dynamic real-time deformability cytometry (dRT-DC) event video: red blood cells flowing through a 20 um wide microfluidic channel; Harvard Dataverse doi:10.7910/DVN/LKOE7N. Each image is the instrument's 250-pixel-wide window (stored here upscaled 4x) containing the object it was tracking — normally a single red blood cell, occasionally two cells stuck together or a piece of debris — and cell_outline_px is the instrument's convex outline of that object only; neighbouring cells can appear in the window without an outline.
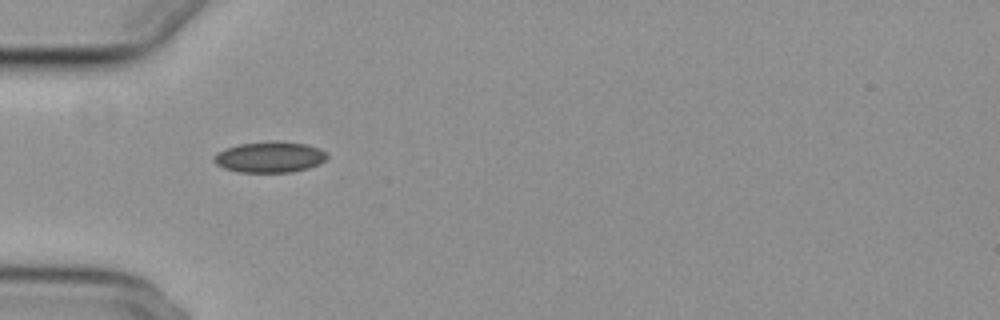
{"species": "common noctule bat (a hibernating species)", "species_latin": "Nyctalus noctula", "temperature_condition": "cold", "stored_images_in_passage": 6, "camera_frame_rate_fps": 3000, "um_per_image_px": 0.085, "animal": {"sex": "female", "body_mass_g": 29.2, "forearm_length_mm": 56.3}, "frame": {"image": 1, "passage_image": 1, "time_ms": 0.0, "image_size_px": [1000, 320], "cell_outline_px": [[328, 156], [320, 164], [308, 168], [292, 172], [240, 172], [224, 168], [216, 164], [212, 160], [212, 156], [216, 152], [224, 148], [240, 144], [272, 140], [276, 140], [304, 144], [316, 148], [324, 152]], "centroid_in_image_um": [22.86, 13.34], "position_along_channel_um": 62.1, "area_um2": 20.46}}
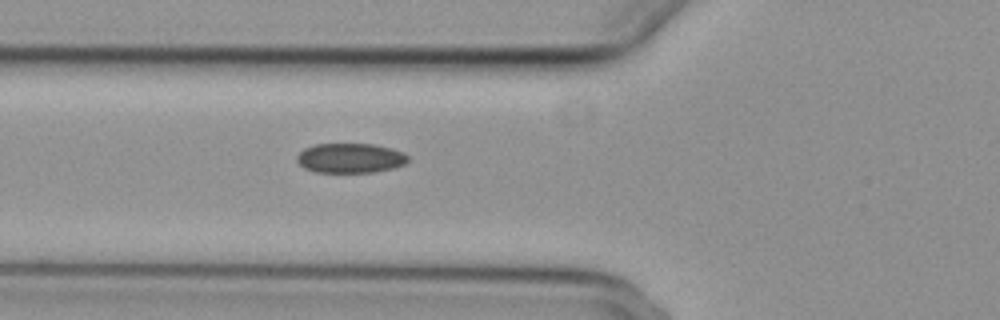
{"frame": {"image": 2, "passage_image": 4, "time_ms": 1.0, "image_size_px": [1000, 320], "cell_outline_px": [[408, 160], [404, 164], [392, 168], [372, 172], [316, 172], [304, 168], [296, 160], [296, 156], [304, 148], [316, 144], [372, 144], [392, 148], [404, 152], [408, 156]], "centroid_in_image_um": [29.76, 13.43], "position_along_channel_um": 96.0, "area_um2": 19.19}}